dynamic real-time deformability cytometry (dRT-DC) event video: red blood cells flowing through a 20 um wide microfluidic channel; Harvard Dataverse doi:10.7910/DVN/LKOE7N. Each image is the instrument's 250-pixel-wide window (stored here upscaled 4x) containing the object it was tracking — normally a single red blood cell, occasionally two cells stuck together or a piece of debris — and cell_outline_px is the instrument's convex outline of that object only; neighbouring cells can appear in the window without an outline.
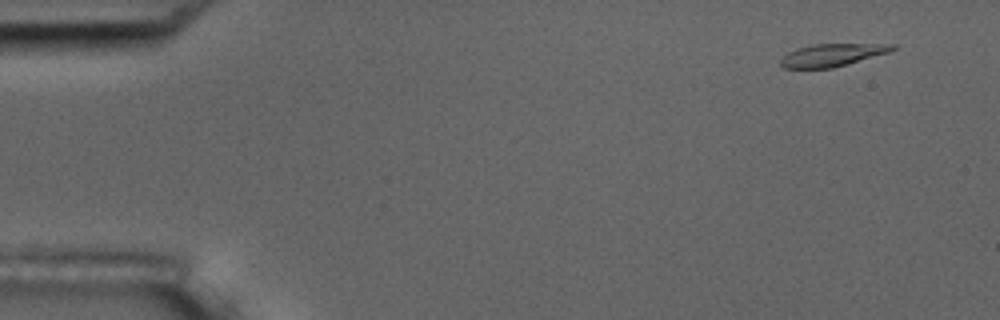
{"species": "common noctule bat (a hibernating species)", "species_latin": "Nyctalus noctula", "temperature_condition": "room temperature", "stored_images_in_passage": 3, "camera_frame_rate_fps": 3000, "um_per_image_px": 0.085, "animal": {"sex": "male", "body_mass_g": 17.5, "forearm_length_mm": 52.3}, "frame": {"image": 1, "passage_image": 1, "time_ms": 0.0, "image_size_px": [1000, 320], "cell_outline_px": [[896, 48], [888, 52], [832, 68], [784, 68], [780, 64], [780, 60], [788, 52], [796, 48], [812, 44], [896, 44]], "centroid_in_image_um": [70.69, 4.67], "position_along_channel_um": 14.3, "area_um2": 14.51}}